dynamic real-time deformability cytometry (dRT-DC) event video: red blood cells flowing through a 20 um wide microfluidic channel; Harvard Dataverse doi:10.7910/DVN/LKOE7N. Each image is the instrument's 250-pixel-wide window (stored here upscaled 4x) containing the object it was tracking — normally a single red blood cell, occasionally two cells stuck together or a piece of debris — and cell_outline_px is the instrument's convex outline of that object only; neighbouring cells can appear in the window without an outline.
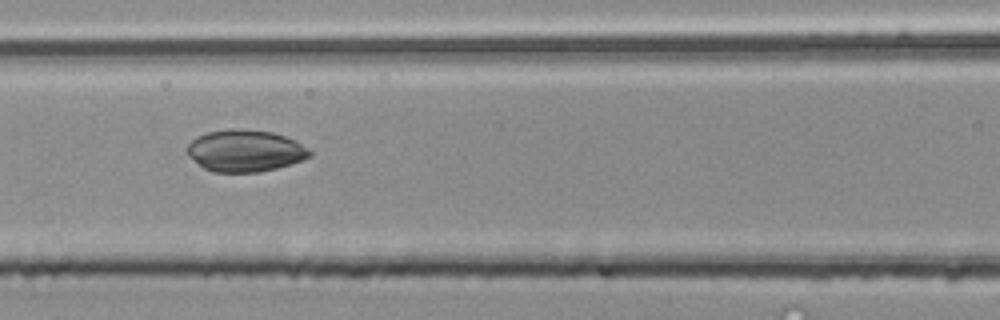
{"species": "common noctule bat (a hibernating species)", "species_latin": "Nyctalus noctula", "temperature_condition": "room temperature", "stored_images_in_passage": 7, "camera_frame_rate_fps": 3000, "um_per_image_px": 0.085, "animal": {"sex": "male", "body_mass_g": 20.4}, "frame": {"image": 1, "passage_image": 6, "time_ms": 1.667, "image_size_px": [1000, 320], "cell_outline_px": [[312, 156], [304, 160], [292, 164], [260, 172], [212, 172], [204, 168], [188, 156], [184, 148], [196, 136], [208, 132], [232, 128], [236, 128], [272, 132], [296, 140], [308, 148], [312, 152]], "centroid_in_image_um": [20.83, 12.82], "position_along_channel_um": 145.8, "area_um2": 30.23}}
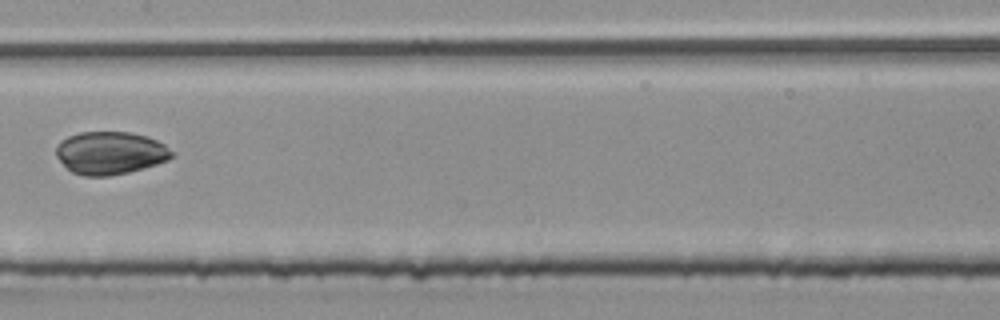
{"frame": {"image": 2, "passage_image": 7, "time_ms": 2.0, "image_size_px": [1000, 320], "cell_outline_px": [[172, 156], [168, 160], [144, 168], [128, 172], [108, 176], [84, 176], [72, 172], [56, 156], [56, 148], [60, 140], [68, 136], [80, 132], [128, 132], [144, 136], [156, 140], [164, 144], [172, 152]], "centroid_in_image_um": [9.34, 13.0], "position_along_channel_um": 198.1, "area_um2": 28.61}}